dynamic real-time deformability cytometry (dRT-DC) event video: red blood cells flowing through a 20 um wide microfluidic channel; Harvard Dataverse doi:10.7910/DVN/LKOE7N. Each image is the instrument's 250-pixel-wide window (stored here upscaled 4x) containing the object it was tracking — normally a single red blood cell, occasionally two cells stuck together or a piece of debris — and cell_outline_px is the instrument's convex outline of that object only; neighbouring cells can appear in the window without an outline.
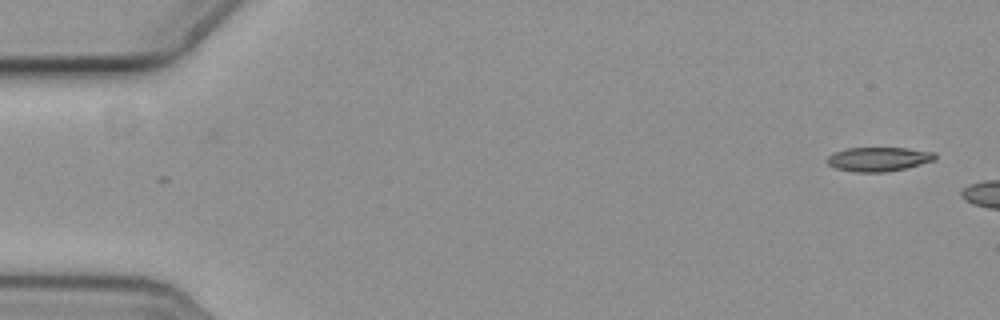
{"species": "common noctule bat (a hibernating species)", "species_latin": "Nyctalus noctula", "temperature_condition": "cold", "stored_images_in_passage": 6, "camera_frame_rate_fps": 3000, "um_per_image_px": 0.085, "animal": {"sex": "female", "body_mass_g": 19.3, "forearm_length_mm": 54.1}, "frame": {"image": 1, "passage_image": 1, "time_ms": 0.0, "image_size_px": [1000, 320], "cell_outline_px": [[936, 156], [932, 160], [904, 168], [884, 172], [856, 172], [836, 168], [828, 164], [828, 156], [832, 152], [848, 148], [908, 148], [936, 152]], "centroid_in_image_um": [74.64, 13.51], "position_along_channel_um": 10.4, "area_um2": 14.97}}